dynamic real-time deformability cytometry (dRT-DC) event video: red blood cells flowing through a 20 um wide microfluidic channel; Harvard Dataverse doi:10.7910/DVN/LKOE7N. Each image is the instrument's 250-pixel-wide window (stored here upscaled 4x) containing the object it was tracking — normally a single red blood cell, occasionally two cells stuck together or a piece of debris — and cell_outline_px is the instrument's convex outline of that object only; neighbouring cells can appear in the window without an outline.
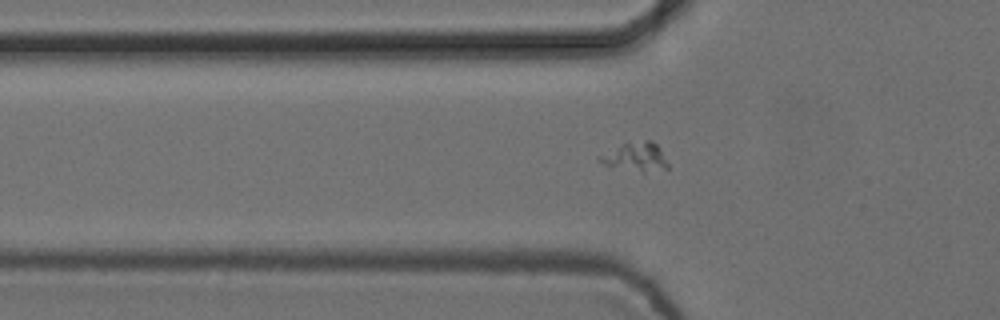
{"species": "common noctule bat (a hibernating species)", "species_latin": "Nyctalus noctula", "temperature_condition": "cold", "stored_images_in_passage": 43, "camera_frame_rate_fps": 3000, "um_per_image_px": 0.085, "animal": {"sex": "female", "body_mass_g": 24.6, "forearm_length_mm": 56.2}, "frame": {"image": 1, "passage_image": 7, "time_ms": 2.0, "image_size_px": [1000, 320], "cell_outline_px": [[668, 168], [644, 172], [640, 172], [604, 164], [596, 160], [596, 156], [624, 144], [644, 140], [652, 140], [660, 148], [668, 164]], "centroid_in_image_um": [54.02, 13.33], "position_along_channel_um": 71.8, "area_um2": 11.21}}
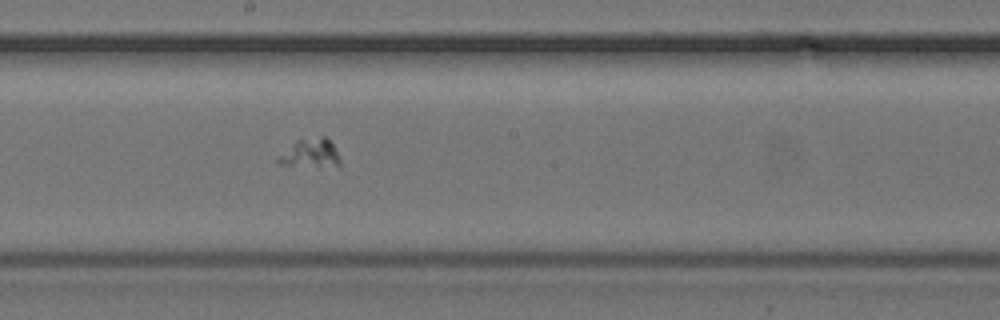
{"frame": {"image": 2, "passage_image": 19, "time_ms": 6.0, "image_size_px": [1000, 320], "cell_outline_px": [[340, 164], [320, 168], [280, 164], [276, 160], [276, 156], [300, 140], [320, 136], [324, 136], [332, 144], [340, 160]], "centroid_in_image_um": [26.37, 13.07], "position_along_channel_um": 221.8, "area_um2": 10.23}}
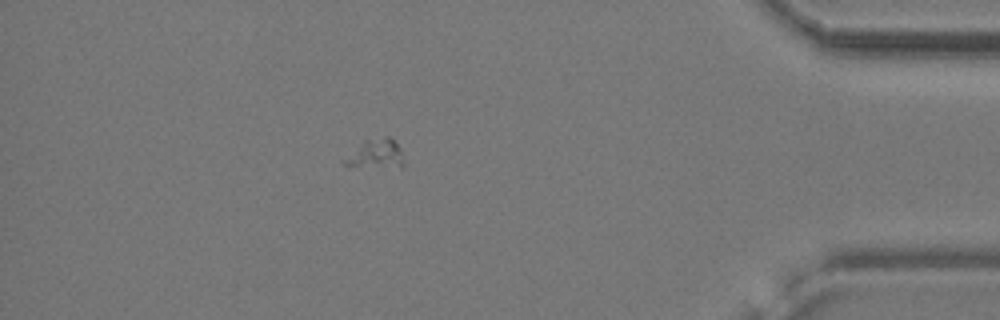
{"frame": {"image": 3, "passage_image": 37, "time_ms": 12.0, "image_size_px": [1000, 320], "cell_outline_px": [[404, 168], [400, 168], [340, 164], [340, 160], [364, 140], [384, 136], [388, 136], [400, 148], [404, 160]], "centroid_in_image_um": [31.94, 13.09], "position_along_channel_um": 403.3, "area_um2": 10.17}}